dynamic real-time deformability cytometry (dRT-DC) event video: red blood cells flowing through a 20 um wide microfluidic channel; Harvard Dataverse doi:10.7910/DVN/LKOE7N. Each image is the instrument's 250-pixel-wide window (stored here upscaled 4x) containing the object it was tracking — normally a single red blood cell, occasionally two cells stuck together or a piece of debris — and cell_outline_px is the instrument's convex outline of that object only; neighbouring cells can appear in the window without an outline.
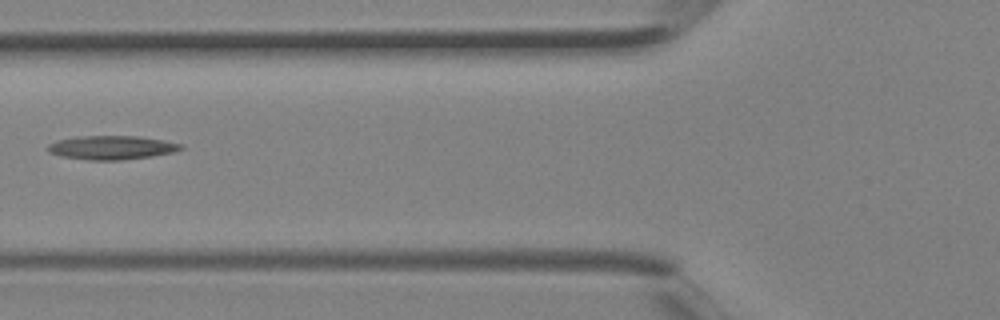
{"species": "Egyptian fruit bat (a non-hibernating species)", "species_latin": "Rousettus aegyptiacus", "temperature_condition": "room temperature", "stored_images_in_passage": 2, "camera_frame_rate_fps": 3000, "um_per_image_px": 0.085, "animal": {"sex": "female"}, "frame": {"image": 1, "passage_image": 2, "time_ms": 0.333, "image_size_px": [1000, 320], "cell_outline_px": [[184, 148], [172, 152], [152, 156], [120, 160], [88, 160], [60, 156], [48, 152], [48, 144], [56, 140], [76, 136], [136, 136], [164, 140], [184, 144]], "centroid_in_image_um": [9.47, 12.54], "position_along_channel_um": 116.3, "area_um2": 18.55}}